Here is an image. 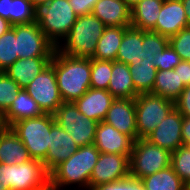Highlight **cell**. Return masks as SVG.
Instances as JSON below:
<instances>
[{"instance_id": "cell-6", "label": "cell", "mask_w": 190, "mask_h": 190, "mask_svg": "<svg viewBox=\"0 0 190 190\" xmlns=\"http://www.w3.org/2000/svg\"><path fill=\"white\" fill-rule=\"evenodd\" d=\"M172 152L162 149L146 139L134 141L129 158L130 176L141 180L171 165Z\"/></svg>"}, {"instance_id": "cell-14", "label": "cell", "mask_w": 190, "mask_h": 190, "mask_svg": "<svg viewBox=\"0 0 190 190\" xmlns=\"http://www.w3.org/2000/svg\"><path fill=\"white\" fill-rule=\"evenodd\" d=\"M49 148L43 165L48 173L67 160L78 150V145L70 134L62 129L57 122L51 126Z\"/></svg>"}, {"instance_id": "cell-20", "label": "cell", "mask_w": 190, "mask_h": 190, "mask_svg": "<svg viewBox=\"0 0 190 190\" xmlns=\"http://www.w3.org/2000/svg\"><path fill=\"white\" fill-rule=\"evenodd\" d=\"M52 57L19 58L4 72L25 89L50 63Z\"/></svg>"}, {"instance_id": "cell-21", "label": "cell", "mask_w": 190, "mask_h": 190, "mask_svg": "<svg viewBox=\"0 0 190 190\" xmlns=\"http://www.w3.org/2000/svg\"><path fill=\"white\" fill-rule=\"evenodd\" d=\"M30 160L29 151L10 127L0 133V163L16 165Z\"/></svg>"}, {"instance_id": "cell-23", "label": "cell", "mask_w": 190, "mask_h": 190, "mask_svg": "<svg viewBox=\"0 0 190 190\" xmlns=\"http://www.w3.org/2000/svg\"><path fill=\"white\" fill-rule=\"evenodd\" d=\"M36 11L30 0H0V16L12 25L35 22Z\"/></svg>"}, {"instance_id": "cell-7", "label": "cell", "mask_w": 190, "mask_h": 190, "mask_svg": "<svg viewBox=\"0 0 190 190\" xmlns=\"http://www.w3.org/2000/svg\"><path fill=\"white\" fill-rule=\"evenodd\" d=\"M174 107L172 100L152 93H140L135 98L137 139H145Z\"/></svg>"}, {"instance_id": "cell-38", "label": "cell", "mask_w": 190, "mask_h": 190, "mask_svg": "<svg viewBox=\"0 0 190 190\" xmlns=\"http://www.w3.org/2000/svg\"><path fill=\"white\" fill-rule=\"evenodd\" d=\"M98 0H68L77 16L89 15Z\"/></svg>"}, {"instance_id": "cell-5", "label": "cell", "mask_w": 190, "mask_h": 190, "mask_svg": "<svg viewBox=\"0 0 190 190\" xmlns=\"http://www.w3.org/2000/svg\"><path fill=\"white\" fill-rule=\"evenodd\" d=\"M54 115L43 114L36 118H25L13 123L10 128L23 142L32 159L44 161L49 148L51 126Z\"/></svg>"}, {"instance_id": "cell-30", "label": "cell", "mask_w": 190, "mask_h": 190, "mask_svg": "<svg viewBox=\"0 0 190 190\" xmlns=\"http://www.w3.org/2000/svg\"><path fill=\"white\" fill-rule=\"evenodd\" d=\"M135 90L140 93H150L155 84L157 69L152 62H136L129 65Z\"/></svg>"}, {"instance_id": "cell-25", "label": "cell", "mask_w": 190, "mask_h": 190, "mask_svg": "<svg viewBox=\"0 0 190 190\" xmlns=\"http://www.w3.org/2000/svg\"><path fill=\"white\" fill-rule=\"evenodd\" d=\"M43 114L44 113L36 101L25 91V89H21L12 102L9 110L4 114V119L7 126L10 127L19 120L36 118Z\"/></svg>"}, {"instance_id": "cell-19", "label": "cell", "mask_w": 190, "mask_h": 190, "mask_svg": "<svg viewBox=\"0 0 190 190\" xmlns=\"http://www.w3.org/2000/svg\"><path fill=\"white\" fill-rule=\"evenodd\" d=\"M91 14L105 27L130 26L131 9L124 0H98Z\"/></svg>"}, {"instance_id": "cell-10", "label": "cell", "mask_w": 190, "mask_h": 190, "mask_svg": "<svg viewBox=\"0 0 190 190\" xmlns=\"http://www.w3.org/2000/svg\"><path fill=\"white\" fill-rule=\"evenodd\" d=\"M17 38L19 58L53 57L56 47L39 28L37 21L29 24L12 25Z\"/></svg>"}, {"instance_id": "cell-22", "label": "cell", "mask_w": 190, "mask_h": 190, "mask_svg": "<svg viewBox=\"0 0 190 190\" xmlns=\"http://www.w3.org/2000/svg\"><path fill=\"white\" fill-rule=\"evenodd\" d=\"M111 74L108 91L115 99H135L139 95L135 90L128 64L112 61Z\"/></svg>"}, {"instance_id": "cell-8", "label": "cell", "mask_w": 190, "mask_h": 190, "mask_svg": "<svg viewBox=\"0 0 190 190\" xmlns=\"http://www.w3.org/2000/svg\"><path fill=\"white\" fill-rule=\"evenodd\" d=\"M54 117L59 126L70 134L78 147L94 144L98 122L86 118L74 102H63Z\"/></svg>"}, {"instance_id": "cell-27", "label": "cell", "mask_w": 190, "mask_h": 190, "mask_svg": "<svg viewBox=\"0 0 190 190\" xmlns=\"http://www.w3.org/2000/svg\"><path fill=\"white\" fill-rule=\"evenodd\" d=\"M185 88L186 86L180 80L178 71L174 69L157 70L155 84L150 93L175 102Z\"/></svg>"}, {"instance_id": "cell-36", "label": "cell", "mask_w": 190, "mask_h": 190, "mask_svg": "<svg viewBox=\"0 0 190 190\" xmlns=\"http://www.w3.org/2000/svg\"><path fill=\"white\" fill-rule=\"evenodd\" d=\"M151 62L157 70H171L181 62V58L168 44L162 52L154 55Z\"/></svg>"}, {"instance_id": "cell-41", "label": "cell", "mask_w": 190, "mask_h": 190, "mask_svg": "<svg viewBox=\"0 0 190 190\" xmlns=\"http://www.w3.org/2000/svg\"><path fill=\"white\" fill-rule=\"evenodd\" d=\"M175 71H178L180 80L184 83L185 86L190 85V61L181 60V62L174 68Z\"/></svg>"}, {"instance_id": "cell-44", "label": "cell", "mask_w": 190, "mask_h": 190, "mask_svg": "<svg viewBox=\"0 0 190 190\" xmlns=\"http://www.w3.org/2000/svg\"><path fill=\"white\" fill-rule=\"evenodd\" d=\"M0 190H8L5 163H0Z\"/></svg>"}, {"instance_id": "cell-12", "label": "cell", "mask_w": 190, "mask_h": 190, "mask_svg": "<svg viewBox=\"0 0 190 190\" xmlns=\"http://www.w3.org/2000/svg\"><path fill=\"white\" fill-rule=\"evenodd\" d=\"M130 176L129 157L113 153H100L89 181V187L120 181Z\"/></svg>"}, {"instance_id": "cell-18", "label": "cell", "mask_w": 190, "mask_h": 190, "mask_svg": "<svg viewBox=\"0 0 190 190\" xmlns=\"http://www.w3.org/2000/svg\"><path fill=\"white\" fill-rule=\"evenodd\" d=\"M115 98L108 90L89 88L74 103L86 118L101 122L106 117L107 111Z\"/></svg>"}, {"instance_id": "cell-46", "label": "cell", "mask_w": 190, "mask_h": 190, "mask_svg": "<svg viewBox=\"0 0 190 190\" xmlns=\"http://www.w3.org/2000/svg\"><path fill=\"white\" fill-rule=\"evenodd\" d=\"M131 190H147L141 180L131 177Z\"/></svg>"}, {"instance_id": "cell-1", "label": "cell", "mask_w": 190, "mask_h": 190, "mask_svg": "<svg viewBox=\"0 0 190 190\" xmlns=\"http://www.w3.org/2000/svg\"><path fill=\"white\" fill-rule=\"evenodd\" d=\"M50 64L64 102H75L91 88V58L64 55L55 49Z\"/></svg>"}, {"instance_id": "cell-26", "label": "cell", "mask_w": 190, "mask_h": 190, "mask_svg": "<svg viewBox=\"0 0 190 190\" xmlns=\"http://www.w3.org/2000/svg\"><path fill=\"white\" fill-rule=\"evenodd\" d=\"M130 26L105 27L92 58L115 61L125 30Z\"/></svg>"}, {"instance_id": "cell-4", "label": "cell", "mask_w": 190, "mask_h": 190, "mask_svg": "<svg viewBox=\"0 0 190 190\" xmlns=\"http://www.w3.org/2000/svg\"><path fill=\"white\" fill-rule=\"evenodd\" d=\"M77 17L68 0H51L36 11L39 28L56 48L67 37Z\"/></svg>"}, {"instance_id": "cell-2", "label": "cell", "mask_w": 190, "mask_h": 190, "mask_svg": "<svg viewBox=\"0 0 190 190\" xmlns=\"http://www.w3.org/2000/svg\"><path fill=\"white\" fill-rule=\"evenodd\" d=\"M100 151L94 144L79 147L67 160L49 173V185L56 190L72 185L88 189L91 172L97 163Z\"/></svg>"}, {"instance_id": "cell-11", "label": "cell", "mask_w": 190, "mask_h": 190, "mask_svg": "<svg viewBox=\"0 0 190 190\" xmlns=\"http://www.w3.org/2000/svg\"><path fill=\"white\" fill-rule=\"evenodd\" d=\"M25 91L36 101L44 114L54 115L64 102L51 64L28 84Z\"/></svg>"}, {"instance_id": "cell-52", "label": "cell", "mask_w": 190, "mask_h": 190, "mask_svg": "<svg viewBox=\"0 0 190 190\" xmlns=\"http://www.w3.org/2000/svg\"><path fill=\"white\" fill-rule=\"evenodd\" d=\"M44 190H56L55 188H52L50 185L47 187V188H45Z\"/></svg>"}, {"instance_id": "cell-42", "label": "cell", "mask_w": 190, "mask_h": 190, "mask_svg": "<svg viewBox=\"0 0 190 190\" xmlns=\"http://www.w3.org/2000/svg\"><path fill=\"white\" fill-rule=\"evenodd\" d=\"M182 139L183 145L190 146V117L183 116Z\"/></svg>"}, {"instance_id": "cell-49", "label": "cell", "mask_w": 190, "mask_h": 190, "mask_svg": "<svg viewBox=\"0 0 190 190\" xmlns=\"http://www.w3.org/2000/svg\"><path fill=\"white\" fill-rule=\"evenodd\" d=\"M7 124L4 119V114L0 112V133L7 128Z\"/></svg>"}, {"instance_id": "cell-40", "label": "cell", "mask_w": 190, "mask_h": 190, "mask_svg": "<svg viewBox=\"0 0 190 190\" xmlns=\"http://www.w3.org/2000/svg\"><path fill=\"white\" fill-rule=\"evenodd\" d=\"M87 190H131V176L120 181L89 187Z\"/></svg>"}, {"instance_id": "cell-51", "label": "cell", "mask_w": 190, "mask_h": 190, "mask_svg": "<svg viewBox=\"0 0 190 190\" xmlns=\"http://www.w3.org/2000/svg\"><path fill=\"white\" fill-rule=\"evenodd\" d=\"M185 190H190V182L185 184Z\"/></svg>"}, {"instance_id": "cell-50", "label": "cell", "mask_w": 190, "mask_h": 190, "mask_svg": "<svg viewBox=\"0 0 190 190\" xmlns=\"http://www.w3.org/2000/svg\"><path fill=\"white\" fill-rule=\"evenodd\" d=\"M141 0H124V2L128 5L130 9H132L136 4H138Z\"/></svg>"}, {"instance_id": "cell-3", "label": "cell", "mask_w": 190, "mask_h": 190, "mask_svg": "<svg viewBox=\"0 0 190 190\" xmlns=\"http://www.w3.org/2000/svg\"><path fill=\"white\" fill-rule=\"evenodd\" d=\"M105 25L96 16H78L67 37L56 48L64 55L92 58Z\"/></svg>"}, {"instance_id": "cell-15", "label": "cell", "mask_w": 190, "mask_h": 190, "mask_svg": "<svg viewBox=\"0 0 190 190\" xmlns=\"http://www.w3.org/2000/svg\"><path fill=\"white\" fill-rule=\"evenodd\" d=\"M103 121L137 140L135 99H114Z\"/></svg>"}, {"instance_id": "cell-31", "label": "cell", "mask_w": 190, "mask_h": 190, "mask_svg": "<svg viewBox=\"0 0 190 190\" xmlns=\"http://www.w3.org/2000/svg\"><path fill=\"white\" fill-rule=\"evenodd\" d=\"M17 59V38L15 30L10 28L0 36V72H4Z\"/></svg>"}, {"instance_id": "cell-28", "label": "cell", "mask_w": 190, "mask_h": 190, "mask_svg": "<svg viewBox=\"0 0 190 190\" xmlns=\"http://www.w3.org/2000/svg\"><path fill=\"white\" fill-rule=\"evenodd\" d=\"M141 53L142 30L130 26L125 30L116 61L131 65L141 56Z\"/></svg>"}, {"instance_id": "cell-32", "label": "cell", "mask_w": 190, "mask_h": 190, "mask_svg": "<svg viewBox=\"0 0 190 190\" xmlns=\"http://www.w3.org/2000/svg\"><path fill=\"white\" fill-rule=\"evenodd\" d=\"M112 61L91 58V88L108 90Z\"/></svg>"}, {"instance_id": "cell-48", "label": "cell", "mask_w": 190, "mask_h": 190, "mask_svg": "<svg viewBox=\"0 0 190 190\" xmlns=\"http://www.w3.org/2000/svg\"><path fill=\"white\" fill-rule=\"evenodd\" d=\"M33 6L38 9L41 5L47 4L51 0H30Z\"/></svg>"}, {"instance_id": "cell-13", "label": "cell", "mask_w": 190, "mask_h": 190, "mask_svg": "<svg viewBox=\"0 0 190 190\" xmlns=\"http://www.w3.org/2000/svg\"><path fill=\"white\" fill-rule=\"evenodd\" d=\"M182 122L183 115L174 107L145 139L162 149L173 152L183 145Z\"/></svg>"}, {"instance_id": "cell-24", "label": "cell", "mask_w": 190, "mask_h": 190, "mask_svg": "<svg viewBox=\"0 0 190 190\" xmlns=\"http://www.w3.org/2000/svg\"><path fill=\"white\" fill-rule=\"evenodd\" d=\"M164 0H141L131 9L130 26L150 31L156 26Z\"/></svg>"}, {"instance_id": "cell-39", "label": "cell", "mask_w": 190, "mask_h": 190, "mask_svg": "<svg viewBox=\"0 0 190 190\" xmlns=\"http://www.w3.org/2000/svg\"><path fill=\"white\" fill-rule=\"evenodd\" d=\"M175 108L186 117H190V85L182 91L179 98L175 101Z\"/></svg>"}, {"instance_id": "cell-34", "label": "cell", "mask_w": 190, "mask_h": 190, "mask_svg": "<svg viewBox=\"0 0 190 190\" xmlns=\"http://www.w3.org/2000/svg\"><path fill=\"white\" fill-rule=\"evenodd\" d=\"M20 86L5 72H0V112L5 114L20 92Z\"/></svg>"}, {"instance_id": "cell-43", "label": "cell", "mask_w": 190, "mask_h": 190, "mask_svg": "<svg viewBox=\"0 0 190 190\" xmlns=\"http://www.w3.org/2000/svg\"><path fill=\"white\" fill-rule=\"evenodd\" d=\"M155 54H156V52H148L145 49V44H142L141 56L136 61H133V63H136V62H151V61L154 60V55Z\"/></svg>"}, {"instance_id": "cell-16", "label": "cell", "mask_w": 190, "mask_h": 190, "mask_svg": "<svg viewBox=\"0 0 190 190\" xmlns=\"http://www.w3.org/2000/svg\"><path fill=\"white\" fill-rule=\"evenodd\" d=\"M134 140L119 132L112 125L101 121L97 124L94 145L100 153L125 155L130 158Z\"/></svg>"}, {"instance_id": "cell-35", "label": "cell", "mask_w": 190, "mask_h": 190, "mask_svg": "<svg viewBox=\"0 0 190 190\" xmlns=\"http://www.w3.org/2000/svg\"><path fill=\"white\" fill-rule=\"evenodd\" d=\"M169 45L180 56L181 60L190 61V27L184 28L169 38Z\"/></svg>"}, {"instance_id": "cell-9", "label": "cell", "mask_w": 190, "mask_h": 190, "mask_svg": "<svg viewBox=\"0 0 190 190\" xmlns=\"http://www.w3.org/2000/svg\"><path fill=\"white\" fill-rule=\"evenodd\" d=\"M6 176L8 190H44L49 186V173L39 160L6 164Z\"/></svg>"}, {"instance_id": "cell-17", "label": "cell", "mask_w": 190, "mask_h": 190, "mask_svg": "<svg viewBox=\"0 0 190 190\" xmlns=\"http://www.w3.org/2000/svg\"><path fill=\"white\" fill-rule=\"evenodd\" d=\"M187 27V16L181 0H164L156 26L151 31L170 38Z\"/></svg>"}, {"instance_id": "cell-33", "label": "cell", "mask_w": 190, "mask_h": 190, "mask_svg": "<svg viewBox=\"0 0 190 190\" xmlns=\"http://www.w3.org/2000/svg\"><path fill=\"white\" fill-rule=\"evenodd\" d=\"M171 166L185 184L190 182V146L181 145L172 152Z\"/></svg>"}, {"instance_id": "cell-37", "label": "cell", "mask_w": 190, "mask_h": 190, "mask_svg": "<svg viewBox=\"0 0 190 190\" xmlns=\"http://www.w3.org/2000/svg\"><path fill=\"white\" fill-rule=\"evenodd\" d=\"M142 44L148 52H162L169 44V38L154 31L142 30Z\"/></svg>"}, {"instance_id": "cell-45", "label": "cell", "mask_w": 190, "mask_h": 190, "mask_svg": "<svg viewBox=\"0 0 190 190\" xmlns=\"http://www.w3.org/2000/svg\"><path fill=\"white\" fill-rule=\"evenodd\" d=\"M10 28H12V24L0 16V36L5 34Z\"/></svg>"}, {"instance_id": "cell-29", "label": "cell", "mask_w": 190, "mask_h": 190, "mask_svg": "<svg viewBox=\"0 0 190 190\" xmlns=\"http://www.w3.org/2000/svg\"><path fill=\"white\" fill-rule=\"evenodd\" d=\"M141 181L147 190H185V183L174 172L171 165L142 178Z\"/></svg>"}, {"instance_id": "cell-47", "label": "cell", "mask_w": 190, "mask_h": 190, "mask_svg": "<svg viewBox=\"0 0 190 190\" xmlns=\"http://www.w3.org/2000/svg\"><path fill=\"white\" fill-rule=\"evenodd\" d=\"M184 6V10L186 12L188 26L190 27V0H181Z\"/></svg>"}]
</instances>
